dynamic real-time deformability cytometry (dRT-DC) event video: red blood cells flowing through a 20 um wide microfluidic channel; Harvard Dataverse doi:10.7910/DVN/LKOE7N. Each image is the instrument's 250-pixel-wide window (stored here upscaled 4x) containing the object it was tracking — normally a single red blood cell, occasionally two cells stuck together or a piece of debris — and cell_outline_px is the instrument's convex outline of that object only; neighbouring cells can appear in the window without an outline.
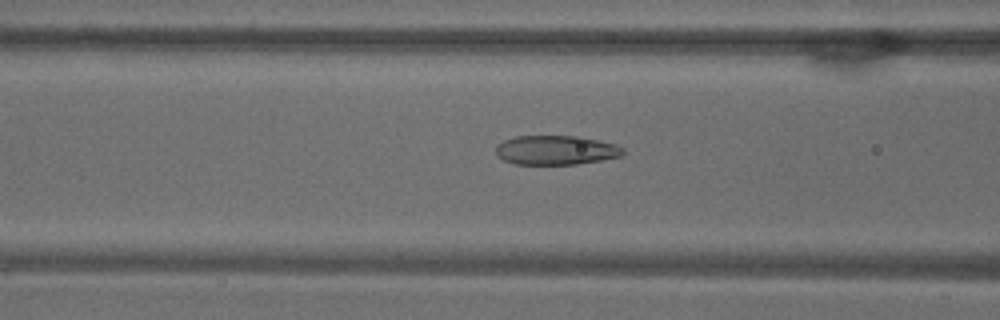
{"species": "common noctule bat (a hibernating species)", "species_latin": "Nyctalus noctula", "temperature_condition": "warm", "stored_images_in_passage": 53, "camera_frame_rate_fps": 3000, "um_per_image_px": 0.085, "animal": {"sex": "male", "body_mass_g": 18.8}, "frame": {"image": 1, "passage_image": 21, "time_ms": 6.667, "image_size_px": [1000, 320], "cell_outline_px": [[624, 152], [620, 156], [600, 160], [576, 164], [516, 164], [504, 160], [496, 156], [496, 144], [504, 140], [516, 136], [580, 136], [616, 144], [624, 148]], "centroid_in_image_um": [47.23, 12.75], "position_along_channel_um": 119.4, "area_um2": 21.73}}
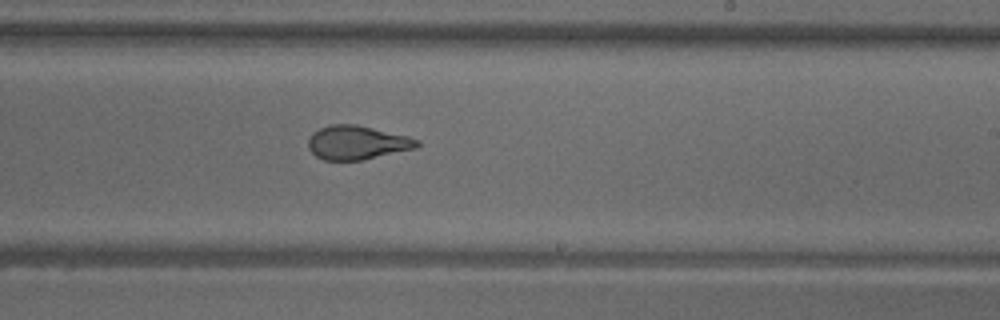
{"frame": {"image": 2, "passage_image": 32, "time_ms": 10.333, "image_size_px": [1000, 320], "cell_outline_px": [[420, 144], [416, 148], [360, 160], [324, 160], [316, 156], [308, 148], [308, 140], [312, 132], [328, 124], [356, 124], [408, 136], [420, 140]], "centroid_in_image_um": [30.33, 12.11], "position_along_channel_um": 258.7, "area_um2": 21.44}}
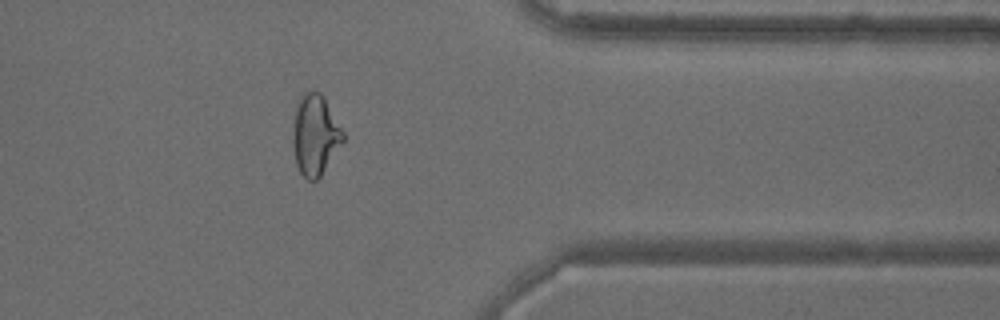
{"frame": {"image": 3, "passage_image": 43, "time_ms": 14.0, "image_size_px": [1000, 320], "cell_outline_px": [[344, 140], [320, 176], [316, 180], [308, 180], [300, 172], [296, 164], [292, 144], [292, 124], [296, 104], [300, 96], [308, 88], [312, 88], [320, 92], [324, 96], [344, 132]], "centroid_in_image_um": [26.75, 11.4], "position_along_channel_um": 384.6, "area_um2": 23.99}, "authors_computed_cell_mechanics": {"area_um2": 24.7384, "velocity_mm_per_s": 3.7963, "shape_relaxation_time_tau1_ms": 10.9192, "shape_relaxation_time_tau2_ms": 1.1765, "deformation_change_tau1": 0.2862, "deformation_change_tau2": 0.0879}}